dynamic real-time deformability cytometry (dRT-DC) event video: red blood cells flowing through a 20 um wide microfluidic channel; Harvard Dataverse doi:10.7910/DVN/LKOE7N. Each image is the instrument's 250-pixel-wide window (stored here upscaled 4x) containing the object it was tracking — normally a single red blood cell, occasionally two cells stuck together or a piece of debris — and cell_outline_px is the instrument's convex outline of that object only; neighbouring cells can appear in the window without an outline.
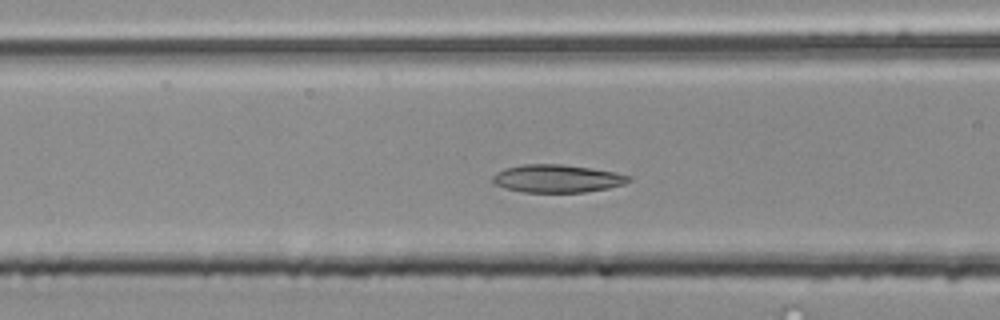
{"species": "common noctule bat (a hibernating species)", "species_latin": "Nyctalus noctula", "temperature_condition": "room temperature", "stored_images_in_passage": 43, "camera_frame_rate_fps": 3000, "um_per_image_px": 0.085, "animal": {"sex": "male", "body_mass_g": 20.4}, "frame": {"image": 1, "passage_image": 10, "time_ms": 3.0, "image_size_px": [1000, 320], "cell_outline_px": [[632, 180], [624, 184], [608, 188], [584, 192], [524, 192], [504, 188], [492, 184], [492, 176], [496, 172], [504, 168], [524, 164], [564, 164], [592, 168], [616, 172], [632, 176]], "centroid_in_image_um": [47.35, 15.17], "position_along_channel_um": 119.3, "area_um2": 22.37}}
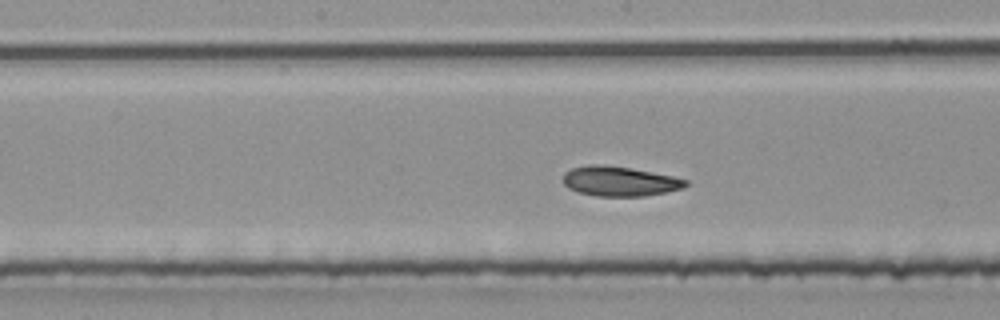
{"frame": {"image": 2, "passage_image": 16, "time_ms": 5.0, "image_size_px": [1000, 320], "cell_outline_px": [[688, 184], [684, 188], [644, 196], [596, 196], [576, 192], [568, 188], [564, 184], [564, 172], [572, 168], [588, 164], [600, 164], [628, 168], [672, 176], [688, 180]], "centroid_in_image_um": [52.63, 15.41], "position_along_channel_um": 195.6, "area_um2": 21.15}}
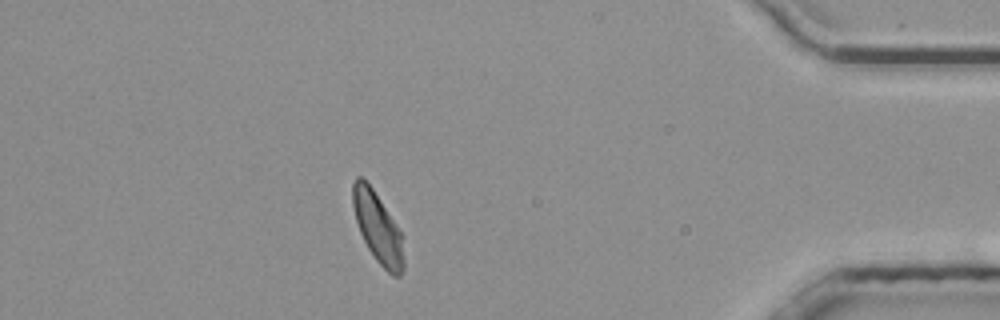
{"frame": {"image": 3, "passage_image": 36, "time_ms": 11.667, "image_size_px": [1000, 320], "cell_outline_px": [[404, 268], [400, 276], [392, 276], [376, 260], [368, 248], [360, 232], [356, 220], [352, 204], [352, 184], [356, 176], [360, 176], [372, 188], [404, 236]], "centroid_in_image_um": [32.13, 19.38], "position_along_channel_um": 403.1, "area_um2": 20.92}, "authors_computed_cell_mechanics": {"area_um2": 21.2126, "velocity_mm_per_s": 3.8074, "shape_relaxation_time_tau1_ms": 8.9104, "shape_relaxation_time_tau2_ms": 1.9104, "deformation_change_tau1": 0.1547, "deformation_change_tau2": 0.0751}}